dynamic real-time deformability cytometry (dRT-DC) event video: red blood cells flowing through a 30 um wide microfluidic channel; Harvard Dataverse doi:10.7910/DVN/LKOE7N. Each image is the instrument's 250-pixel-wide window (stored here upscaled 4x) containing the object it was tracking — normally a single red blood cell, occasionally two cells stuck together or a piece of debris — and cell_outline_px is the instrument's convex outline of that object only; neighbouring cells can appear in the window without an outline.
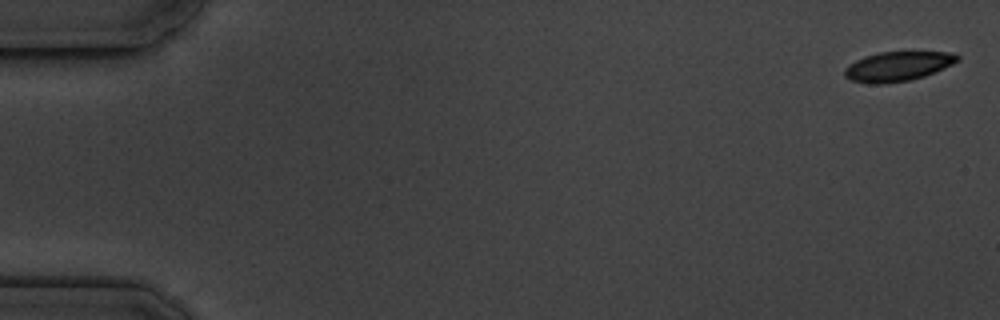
{"species": "common noctule bat (a hibernating species)", "species_latin": "Nyctalus noctula", "temperature_condition": "cold", "stored_images_in_passage": 11, "camera_frame_rate_fps": 3000, "um_per_image_px": 0.085, "animal": {"sex": "male", "body_mass_g": 19.5, "forearm_length_mm": 54.6}, "frame": {"image": 1, "passage_image": 1, "time_ms": 0.0, "image_size_px": [1000, 320], "cell_outline_px": [[960, 60], [944, 68], [924, 76], [908, 80], [880, 84], [868, 84], [852, 80], [844, 76], [844, 68], [856, 60], [864, 56], [880, 52], [956, 52], [960, 56]], "centroid_in_image_um": [76.32, 5.63], "position_along_channel_um": 8.7, "area_um2": 19.42}}
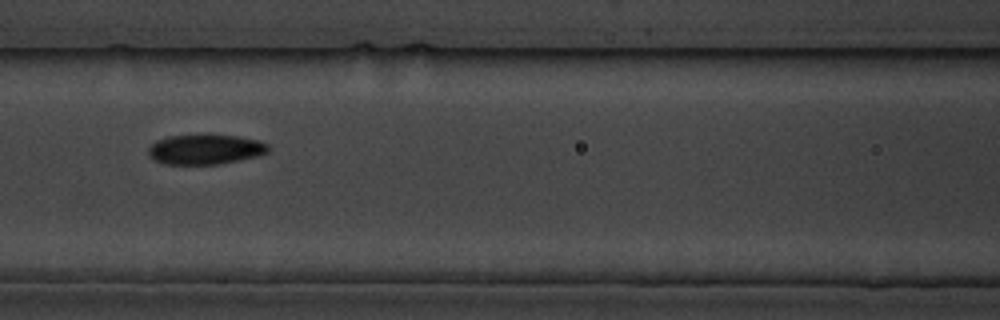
{"frame": {"image": 2, "passage_image": 8, "time_ms": 8.0, "image_size_px": [1000, 320], "cell_outline_px": [[268, 152], [260, 156], [216, 164], [164, 164], [148, 156], [148, 148], [156, 140], [172, 136], [204, 132], [208, 132], [240, 136], [260, 140], [268, 144]], "centroid_in_image_um": [17.47, 12.65], "position_along_channel_um": 149.1, "area_um2": 21.68}}
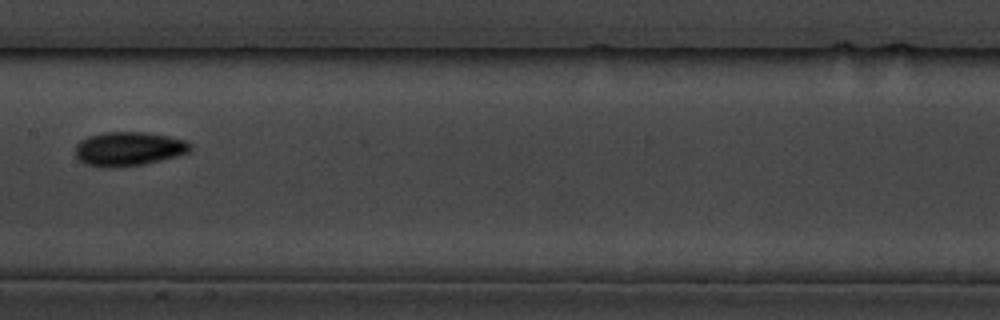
{"frame": {"image": 3, "passage_image": 9, "time_ms": 9.333, "image_size_px": [1000, 320], "cell_outline_px": [[192, 148], [188, 152], [176, 156], [144, 164], [112, 168], [104, 168], [84, 164], [76, 156], [76, 144], [80, 140], [88, 136], [104, 132], [144, 132], [168, 136], [184, 140], [192, 144]], "centroid_in_image_um": [10.91, 12.65], "position_along_channel_um": 196.5, "area_um2": 22.89}}